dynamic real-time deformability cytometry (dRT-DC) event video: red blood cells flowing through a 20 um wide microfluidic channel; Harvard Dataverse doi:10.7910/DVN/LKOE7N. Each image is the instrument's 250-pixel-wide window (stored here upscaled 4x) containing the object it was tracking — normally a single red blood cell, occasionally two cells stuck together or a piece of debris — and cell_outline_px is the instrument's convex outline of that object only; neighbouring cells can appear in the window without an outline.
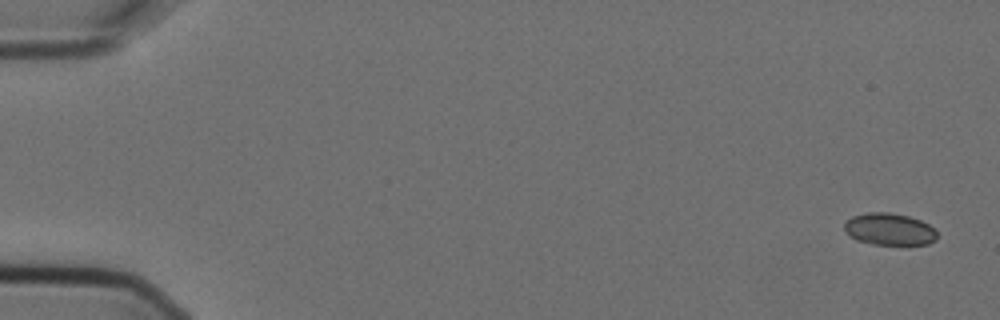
{"species": "Egyptian fruit bat (a non-hibernating species)", "species_latin": "Rousettus aegyptiacus", "temperature_condition": "cold", "stored_images_in_passage": 6, "camera_frame_rate_fps": 3000, "um_per_image_px": 0.085, "animal": {"sex": "female"}, "frame": {"image": 1, "passage_image": 1, "time_ms": 0.0, "image_size_px": [1000, 320], "cell_outline_px": [[936, 240], [928, 244], [908, 248], [872, 244], [856, 240], [844, 228], [844, 224], [852, 216], [868, 212], [888, 212], [908, 216], [920, 220], [936, 228]], "centroid_in_image_um": [75.67, 19.54], "position_along_channel_um": 9.3, "area_um2": 17.98}}
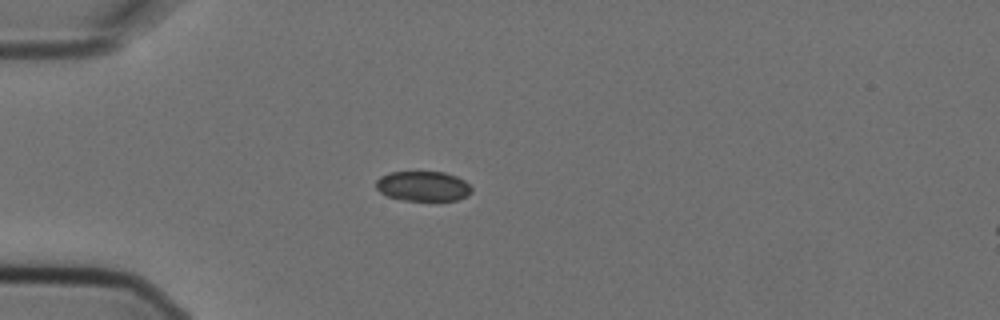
{"frame": {"image": 2, "passage_image": 5, "time_ms": 1.333, "image_size_px": [1000, 320], "cell_outline_px": [[472, 192], [468, 196], [456, 200], [404, 200], [388, 196], [380, 192], [376, 188], [376, 180], [380, 176], [388, 172], [444, 172], [456, 176], [464, 180], [472, 188]], "centroid_in_image_um": [35.96, 15.82], "position_along_channel_um": 49.0, "area_um2": 16.7}}